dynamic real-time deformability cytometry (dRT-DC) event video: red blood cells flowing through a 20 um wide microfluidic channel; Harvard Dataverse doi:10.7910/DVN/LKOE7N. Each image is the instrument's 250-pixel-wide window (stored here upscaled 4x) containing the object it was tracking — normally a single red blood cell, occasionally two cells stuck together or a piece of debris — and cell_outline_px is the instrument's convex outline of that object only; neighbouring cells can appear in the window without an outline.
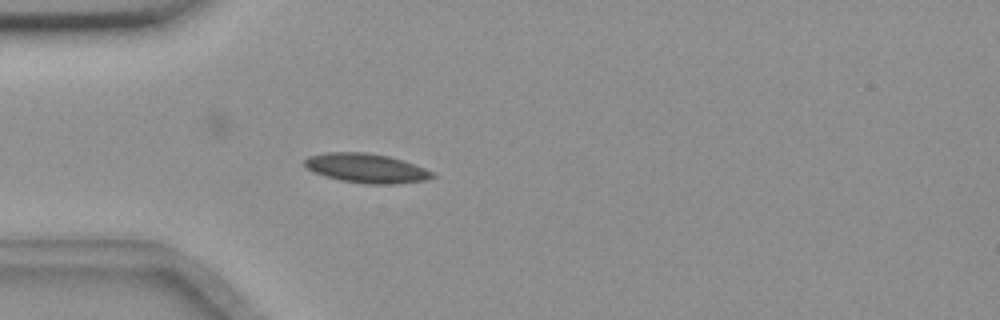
{"species": "common noctule bat (a hibernating species)", "species_latin": "Nyctalus noctula", "temperature_condition": "room temperature", "stored_images_in_passage": 56, "camera_frame_rate_fps": 3000, "um_per_image_px": 0.085, "animal": {"sex": "female", "body_mass_g": 18.4}, "frame": {"image": 1, "passage_image": 15, "time_ms": 4.667, "image_size_px": [1000, 320], "cell_outline_px": [[436, 176], [424, 180], [396, 184], [364, 184], [340, 180], [324, 176], [312, 172], [304, 164], [304, 160], [308, 156], [328, 152], [364, 152], [388, 156], [404, 160], [424, 168], [432, 172]], "centroid_in_image_um": [31.11, 14.3], "position_along_channel_um": 53.9, "area_um2": 21.85}}
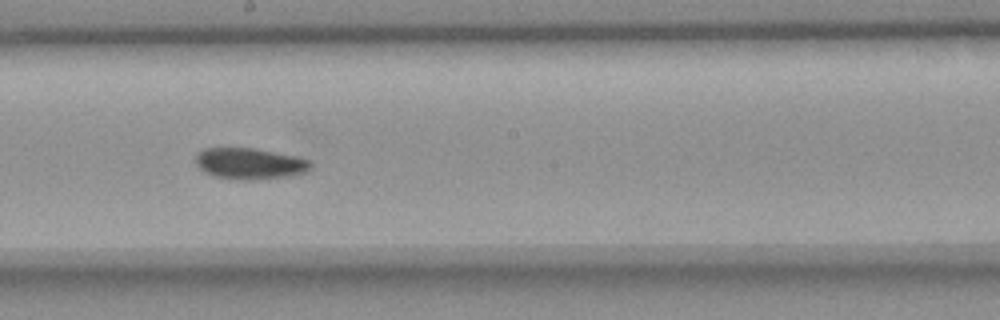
{"frame": {"image": 2, "passage_image": 30, "time_ms": 9.667, "image_size_px": [1000, 320], "cell_outline_px": [[312, 168], [308, 172], [284, 176], [252, 180], [240, 180], [212, 176], [204, 172], [196, 164], [196, 156], [204, 148], [252, 148], [300, 156], [308, 160], [312, 164]], "centroid_in_image_um": [21.25, 13.9], "position_along_channel_um": 226.9, "area_um2": 20.98}}
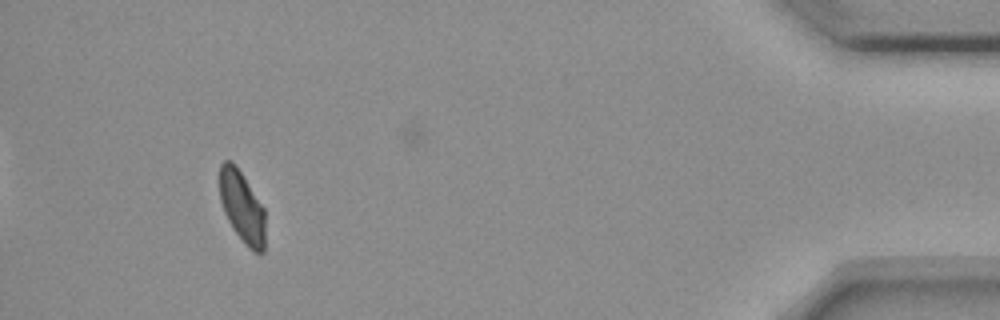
{"frame": {"image": 3, "passage_image": 51, "time_ms": 16.667, "image_size_px": [1000, 320], "cell_outline_px": [[264, 252], [252, 252], [244, 244], [232, 228], [224, 212], [220, 200], [220, 164], [224, 160], [232, 160], [236, 164], [264, 208]], "centroid_in_image_um": [20.56, 17.58], "position_along_channel_um": 414.6, "area_um2": 19.07}, "authors_computed_cell_mechanics": {"area_um2": 20.2878, "velocity_mm_per_s": 3.6175, "shape_relaxation_time_tau1_ms": 6.3615, "shape_relaxation_time_tau2_ms": null, "deformation_change_tau1": 0.1089, "deformation_change_tau2": null}}